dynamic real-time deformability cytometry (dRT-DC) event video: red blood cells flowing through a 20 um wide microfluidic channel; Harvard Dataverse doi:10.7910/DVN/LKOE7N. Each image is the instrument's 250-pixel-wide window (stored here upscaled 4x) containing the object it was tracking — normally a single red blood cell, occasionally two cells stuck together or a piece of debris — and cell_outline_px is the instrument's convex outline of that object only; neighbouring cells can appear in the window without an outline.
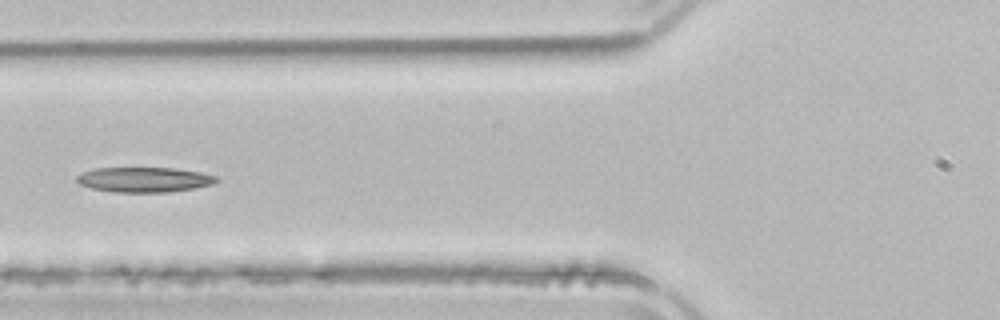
{"species": "common noctule bat (a hibernating species)", "species_latin": "Nyctalus noctula", "temperature_condition": "room temperature", "stored_images_in_passage": 5, "camera_frame_rate_fps": 3000, "um_per_image_px": 0.085, "animal": {"sex": "male", "body_mass_g": 21.5, "forearm_length_mm": 52.0}, "frame": {"image": 1, "passage_image": 4, "time_ms": 5.0, "image_size_px": [1000, 320], "cell_outline_px": [[220, 180], [212, 184], [196, 188], [168, 192], [112, 192], [92, 188], [80, 184], [76, 180], [76, 176], [84, 172], [96, 168], [172, 168], [200, 172], [220, 176]], "centroid_in_image_um": [12.31, 15.27], "position_along_channel_um": 113.5, "area_um2": 20.4}}
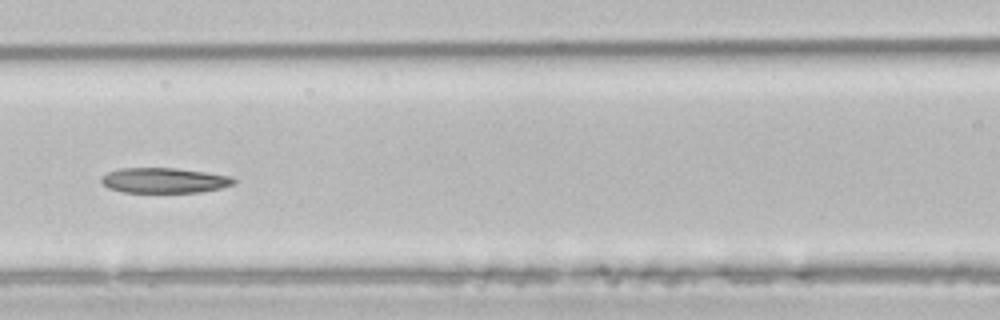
{"frame": {"image": 2, "passage_image": 5, "time_ms": 6.0, "image_size_px": [1000, 320], "cell_outline_px": [[236, 184], [220, 188], [200, 192], [124, 192], [108, 188], [100, 180], [100, 176], [108, 172], [120, 168], [176, 168], [232, 176], [236, 180]], "centroid_in_image_um": [13.96, 15.33], "position_along_channel_um": 152.6, "area_um2": 19.48}}